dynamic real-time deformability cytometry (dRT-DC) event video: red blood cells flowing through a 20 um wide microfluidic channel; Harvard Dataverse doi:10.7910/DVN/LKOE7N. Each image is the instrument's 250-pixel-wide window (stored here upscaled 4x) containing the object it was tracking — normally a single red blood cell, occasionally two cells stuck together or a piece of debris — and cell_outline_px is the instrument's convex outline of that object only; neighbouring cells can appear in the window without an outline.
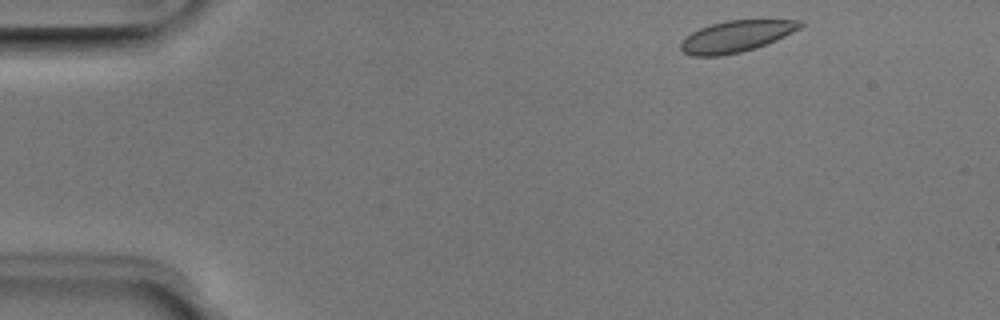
{"species": "Egyptian fruit bat (a non-hibernating species)", "species_latin": "Rousettus aegyptiacus", "temperature_condition": "room temperature", "stored_images_in_passage": 14, "camera_frame_rate_fps": 3000, "um_per_image_px": 0.085, "animal": {"sex": "male"}, "frame": {"image": 1, "passage_image": 2, "time_ms": 0.333, "image_size_px": [1000, 320], "cell_outline_px": [[804, 24], [800, 28], [776, 40], [756, 48], [740, 52], [720, 56], [692, 56], [684, 52], [680, 48], [680, 44], [692, 32], [700, 28], [712, 24], [728, 20], [804, 20]], "centroid_in_image_um": [62.6, 3.09], "position_along_channel_um": 22.4, "area_um2": 21.68}}
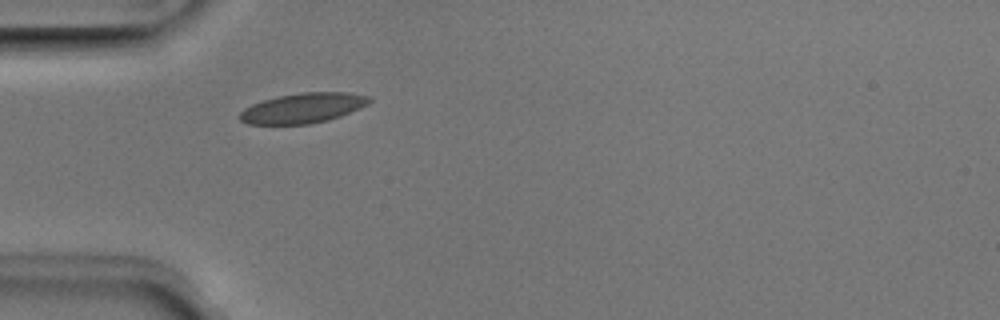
{"frame": {"image": 2, "passage_image": 11, "time_ms": 3.333, "image_size_px": [1000, 320], "cell_outline_px": [[372, 100], [368, 104], [360, 108], [340, 116], [328, 120], [308, 124], [248, 124], [240, 120], [240, 112], [244, 108], [252, 104], [276, 96], [300, 92], [348, 92], [368, 96]], "centroid_in_image_um": [25.75, 9.17], "position_along_channel_um": 59.3, "area_um2": 22.66}}